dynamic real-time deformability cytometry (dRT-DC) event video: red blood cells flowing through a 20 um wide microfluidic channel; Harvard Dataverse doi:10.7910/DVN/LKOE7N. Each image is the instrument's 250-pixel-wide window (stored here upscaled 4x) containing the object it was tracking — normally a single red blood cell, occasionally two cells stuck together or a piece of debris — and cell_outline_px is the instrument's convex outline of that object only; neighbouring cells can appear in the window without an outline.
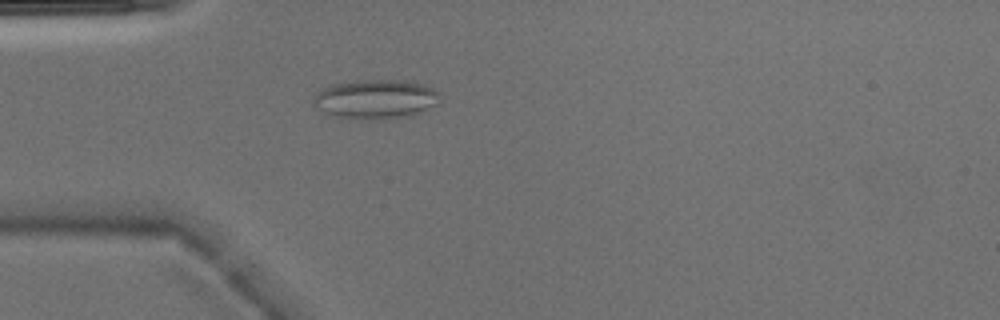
{"species": "Egyptian fruit bat (a non-hibernating species)", "species_latin": "Rousettus aegyptiacus", "temperature_condition": "warm", "stored_images_in_passage": 1, "camera_frame_rate_fps": 3000, "um_per_image_px": 0.085, "animal": {"sex": "male"}, "frame": {"image": 1, "passage_image": 1, "time_ms": 0.0, "image_size_px": [1000, 320], "cell_outline_px": [[440, 92], [436, 104], [412, 116], [376, 120], [332, 116], [316, 108], [312, 104], [312, 100], [316, 92], [332, 84], [364, 80], [404, 80], [424, 84]], "centroid_in_image_um": [31.91, 8.43], "position_along_channel_um": 53.1, "area_um2": 29.07}}